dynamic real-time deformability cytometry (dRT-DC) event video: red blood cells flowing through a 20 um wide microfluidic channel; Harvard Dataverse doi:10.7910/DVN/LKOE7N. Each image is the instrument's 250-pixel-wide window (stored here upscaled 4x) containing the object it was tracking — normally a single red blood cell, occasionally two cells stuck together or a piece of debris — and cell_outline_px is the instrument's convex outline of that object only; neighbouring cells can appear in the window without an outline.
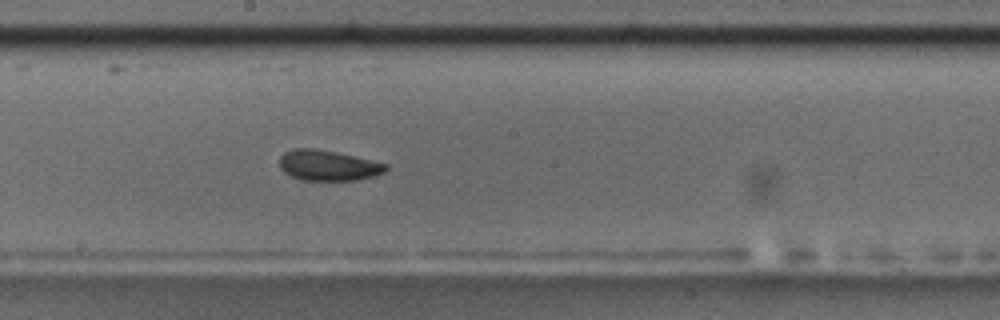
{"species": "common noctule bat (a hibernating species)", "species_latin": "Nyctalus noctula", "temperature_condition": "room temperature", "stored_images_in_passage": 47, "camera_frame_rate_fps": 3000, "um_per_image_px": 0.085, "animal": {"sex": "male", "body_mass_g": 17.5, "forearm_length_mm": 52.3}, "frame": {"image": 1, "passage_image": 21, "time_ms": 6.667, "image_size_px": [1000, 320], "cell_outline_px": [[388, 168], [384, 172], [372, 176], [356, 180], [300, 180], [284, 172], [280, 168], [280, 156], [284, 152], [292, 148], [312, 148], [336, 152], [388, 164]], "centroid_in_image_um": [27.85, 14.06], "position_along_channel_um": 220.3, "area_um2": 18.79}, "authors_computed_cell_mechanics": {"area_um2": 19.074, "velocity_mm_per_s": 3.6601, "shape_relaxation_time_tau1_ms": null, "shape_relaxation_time_tau2_ms": 2.4252, "deformation_change_tau1": null, "deformation_change_tau2": 0.0801}}